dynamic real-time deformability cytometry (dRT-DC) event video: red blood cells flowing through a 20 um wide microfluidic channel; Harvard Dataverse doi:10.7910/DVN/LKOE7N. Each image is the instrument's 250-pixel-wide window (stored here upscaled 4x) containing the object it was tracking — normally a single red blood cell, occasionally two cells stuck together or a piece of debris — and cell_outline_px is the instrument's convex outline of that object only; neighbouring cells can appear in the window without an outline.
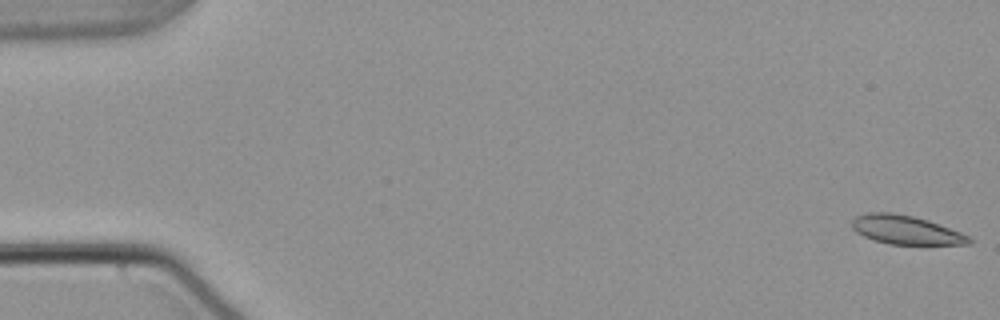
{"species": "common noctule bat (a hibernating species)", "species_latin": "Nyctalus noctula", "temperature_condition": "warm", "stored_images_in_passage": 55, "camera_frame_rate_fps": 3000, "um_per_image_px": 0.085, "animal": {"sex": "male", "body_mass_g": 21.5, "forearm_length_mm": 52.0}, "frame": {"image": 1, "passage_image": 1, "time_ms": 0.0, "image_size_px": [1000, 320], "cell_outline_px": [[972, 240], [968, 244], [888, 244], [872, 240], [856, 232], [852, 228], [852, 220], [856, 216], [868, 212], [892, 212], [912, 216], [928, 220], [960, 232], [968, 236]], "centroid_in_image_um": [76.94, 19.53], "position_along_channel_um": 8.1, "area_um2": 19.54}}
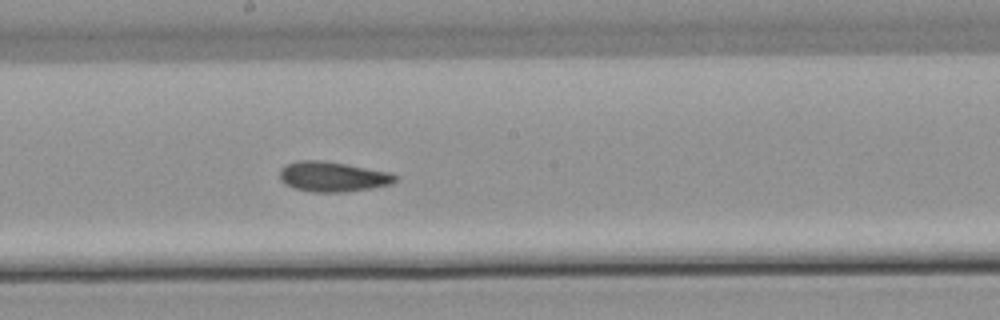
{"frame": {"image": 2, "passage_image": 30, "time_ms": 9.667, "image_size_px": [1000, 320], "cell_outline_px": [[396, 180], [392, 184], [372, 188], [344, 192], [308, 192], [292, 188], [284, 184], [280, 180], [280, 168], [284, 164], [296, 160], [324, 160], [348, 164], [392, 172], [396, 176]], "centroid_in_image_um": [28.25, 15.01], "position_along_channel_um": 220.0, "area_um2": 20.75}}
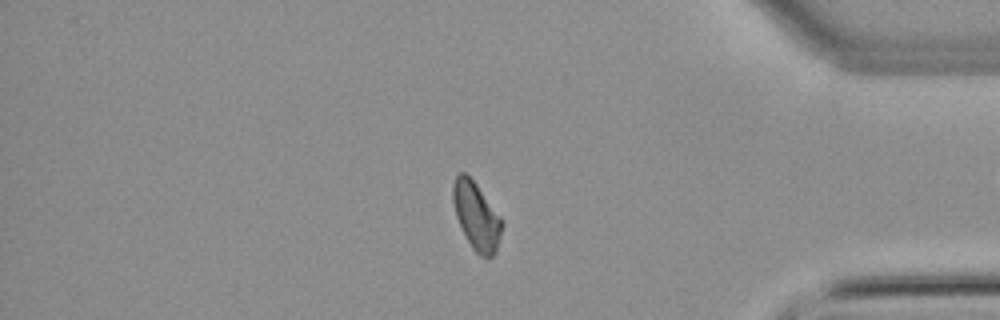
{"frame": {"image": 3, "passage_image": 46, "time_ms": 15.0, "image_size_px": [1000, 320], "cell_outline_px": [[504, 224], [496, 252], [492, 256], [480, 256], [472, 248], [456, 216], [452, 200], [452, 184], [456, 176], [460, 172], [464, 172], [476, 184], [504, 220]], "centroid_in_image_um": [40.51, 18.35], "position_along_channel_um": 394.7, "area_um2": 19.19}, "authors_computed_cell_mechanics": {"area_um2": 19.7098, "velocity_mm_per_s": 3.807, "shape_relaxation_time_tau1_ms": 6.7187, "shape_relaxation_time_tau2_ms": 3.9934, "deformation_change_tau1": 0.1494, "deformation_change_tau2": 0.083}}